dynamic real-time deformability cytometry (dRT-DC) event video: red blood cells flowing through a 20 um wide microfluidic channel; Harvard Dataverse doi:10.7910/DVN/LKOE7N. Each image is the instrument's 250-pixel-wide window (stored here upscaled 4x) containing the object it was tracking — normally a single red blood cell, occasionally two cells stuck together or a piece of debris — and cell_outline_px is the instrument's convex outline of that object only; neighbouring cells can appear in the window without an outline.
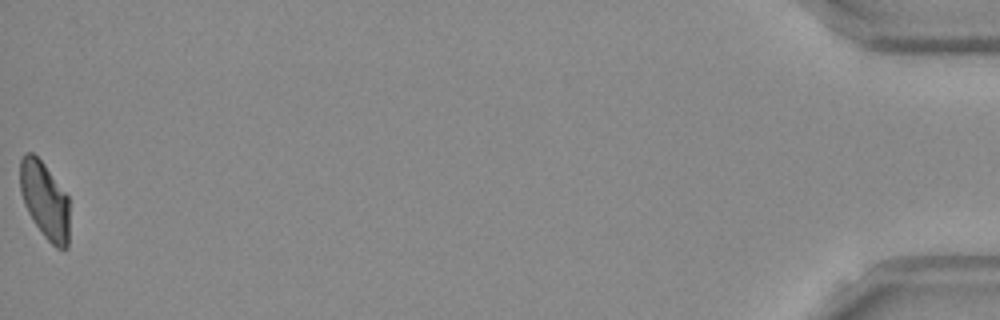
{"species": "Egyptian fruit bat (a non-hibernating species)", "species_latin": "Rousettus aegyptiacus", "temperature_condition": "room temperature", "stored_images_in_passage": 40, "camera_frame_rate_fps": 3000, "um_per_image_px": 0.085, "frame": {"image": 1, "passage_image": 40, "time_ms": 13.0, "image_size_px": [1000, 320], "cell_outline_px": [[68, 248], [56, 248], [44, 236], [32, 220], [24, 204], [20, 192], [20, 160], [24, 152], [32, 152], [44, 164], [68, 196]], "centroid_in_image_um": [3.78, 17.01], "position_along_channel_um": 431.4, "area_um2": 22.02}, "authors_computed_cell_mechanics": {"area_um2": 23.0044, "velocity_mm_per_s": 3.8125, "shape_relaxation_time_tau1_ms": 4.4907, "shape_relaxation_time_tau2_ms": 2.1789, "deformation_change_tau1": 0.1411, "deformation_change_tau2": 0.0725}}